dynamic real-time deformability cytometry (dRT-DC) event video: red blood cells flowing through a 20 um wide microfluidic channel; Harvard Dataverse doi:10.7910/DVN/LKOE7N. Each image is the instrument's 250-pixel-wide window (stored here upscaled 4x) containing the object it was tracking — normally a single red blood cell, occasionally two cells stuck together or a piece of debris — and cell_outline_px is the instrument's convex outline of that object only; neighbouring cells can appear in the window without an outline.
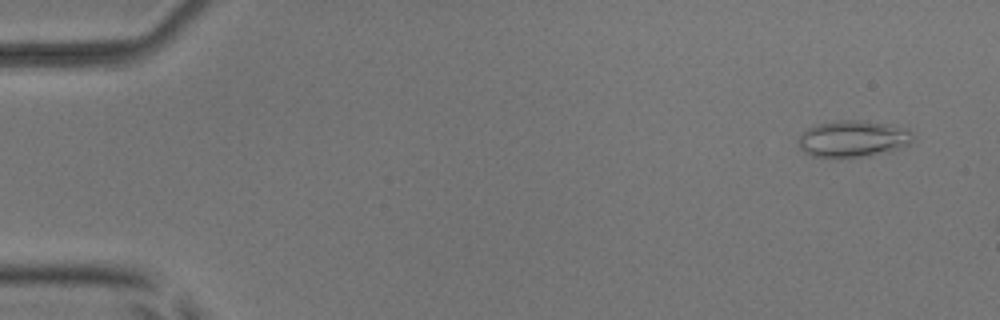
{"species": "common noctule bat (a hibernating species)", "species_latin": "Nyctalus noctula", "temperature_condition": "room temperature", "stored_images_in_passage": 3, "camera_frame_rate_fps": 3000, "um_per_image_px": 0.085, "animal": {"sex": "male", "body_mass_g": 17.9, "forearm_length_mm": 54.2}, "frame": {"image": 1, "passage_image": 1, "time_ms": 0.0, "image_size_px": [1000, 320], "cell_outline_px": [[912, 140], [908, 144], [896, 148], [868, 156], [812, 156], [804, 152], [800, 148], [796, 140], [808, 128], [816, 124], [836, 120], [860, 120], [888, 124], [908, 128], [912, 132]], "centroid_in_image_um": [72.47, 11.76], "position_along_channel_um": 12.5, "area_um2": 24.04}}